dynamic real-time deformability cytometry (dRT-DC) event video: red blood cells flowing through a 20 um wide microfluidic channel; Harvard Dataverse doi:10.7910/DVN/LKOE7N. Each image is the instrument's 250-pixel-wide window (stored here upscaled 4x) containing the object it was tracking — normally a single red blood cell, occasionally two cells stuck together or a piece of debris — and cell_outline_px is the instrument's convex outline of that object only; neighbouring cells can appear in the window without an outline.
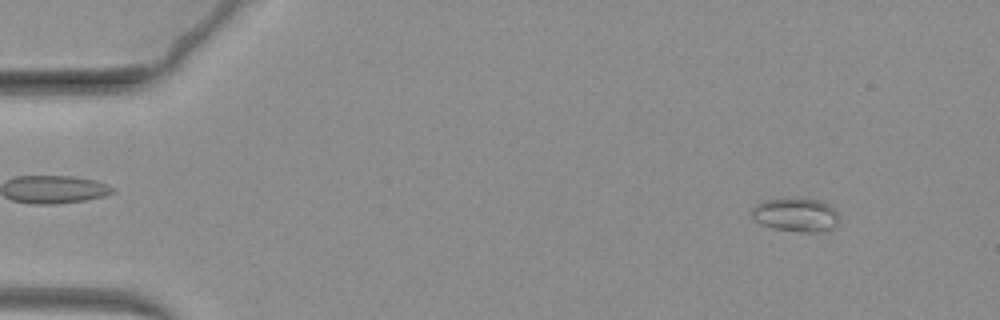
{"species": "common noctule bat (a hibernating species)", "species_latin": "Nyctalus noctula", "temperature_condition": "warm", "stored_images_in_passage": 56, "camera_frame_rate_fps": 3000, "um_per_image_px": 0.085, "animal": {"sex": "female", "body_mass_g": 19.3, "forearm_length_mm": 54.1}, "frame": {"image": 1, "passage_image": 7, "time_ms": 2.0, "image_size_px": [1000, 320], "cell_outline_px": [[840, 220], [832, 228], [816, 232], [800, 232], [772, 228], [760, 224], [752, 220], [748, 212], [756, 204], [764, 200], [788, 196], [804, 196], [820, 200], [828, 204], [836, 212]], "centroid_in_image_um": [67.57, 18.21], "position_along_channel_um": 17.4, "area_um2": 18.03}}
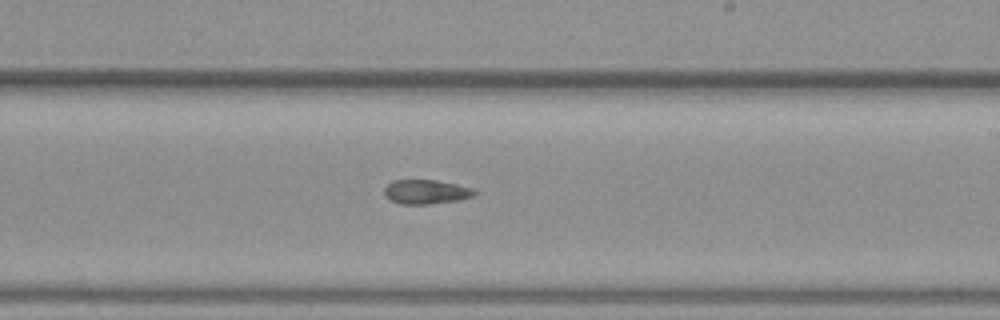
{"frame": {"image": 2, "passage_image": 40, "time_ms": 13.0, "image_size_px": [1000, 320], "cell_outline_px": [[476, 192], [472, 196], [460, 200], [428, 204], [400, 204], [388, 200], [384, 196], [384, 188], [392, 180], [436, 180], [456, 184], [472, 188]], "centroid_in_image_um": [36.16, 16.31], "position_along_channel_um": 252.8, "area_um2": 12.83}}
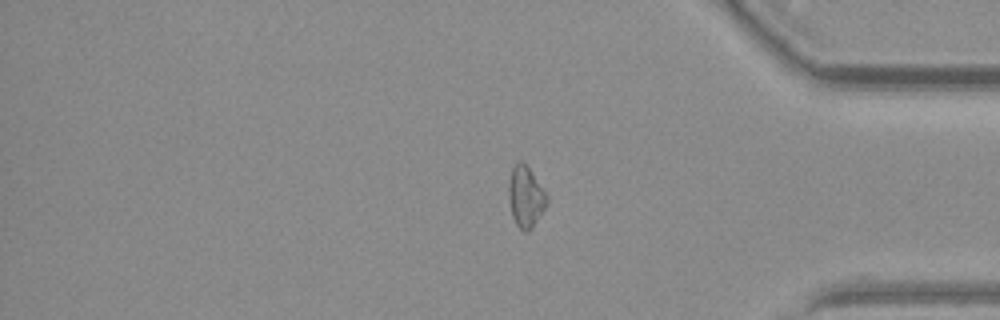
{"frame": {"image": 3, "passage_image": 55, "time_ms": 18.0, "image_size_px": [1000, 320], "cell_outline_px": [[548, 204], [532, 228], [528, 232], [524, 232], [516, 224], [512, 216], [508, 196], [508, 184], [512, 168], [520, 160], [528, 168], [548, 196]], "centroid_in_image_um": [44.68, 16.77], "position_along_channel_um": 390.5, "area_um2": 13.47}}